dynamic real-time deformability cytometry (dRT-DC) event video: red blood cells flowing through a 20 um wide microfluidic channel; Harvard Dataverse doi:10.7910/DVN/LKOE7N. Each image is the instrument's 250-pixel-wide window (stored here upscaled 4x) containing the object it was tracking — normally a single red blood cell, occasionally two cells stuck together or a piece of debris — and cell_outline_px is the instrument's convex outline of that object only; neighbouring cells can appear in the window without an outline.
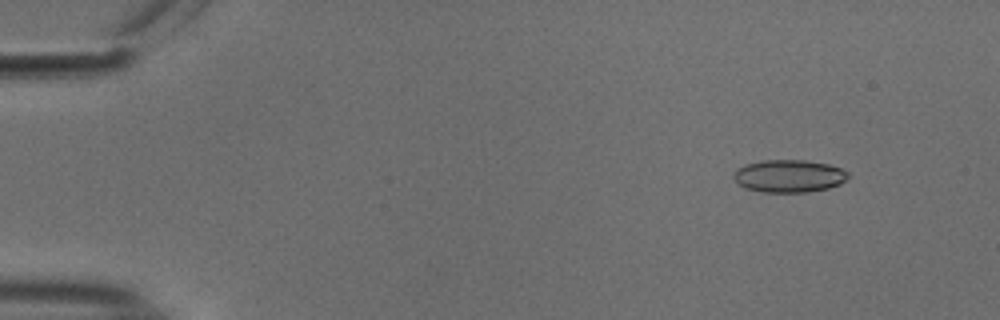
{"species": "common noctule bat (a hibernating species)", "species_latin": "Nyctalus noctula", "temperature_condition": "cold", "stored_images_in_passage": 52, "camera_frame_rate_fps": 3000, "um_per_image_px": 0.085, "animal": {"sex": "male", "body_mass_g": 18.8}, "frame": {"image": 1, "passage_image": 4, "time_ms": 1.0, "image_size_px": [1000, 320], "cell_outline_px": [[848, 176], [840, 184], [828, 188], [804, 192], [760, 192], [744, 188], [732, 176], [736, 168], [744, 164], [764, 160], [804, 160], [828, 164], [840, 168], [848, 172]], "centroid_in_image_um": [67.02, 14.96], "position_along_channel_um": 18.0, "area_um2": 21.73}}
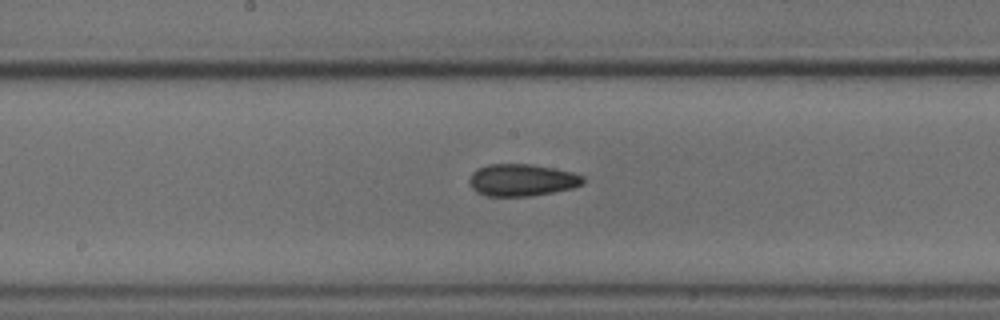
{"frame": {"image": 2, "passage_image": 27, "time_ms": 8.667, "image_size_px": [1000, 320], "cell_outline_px": [[584, 184], [572, 188], [552, 192], [528, 196], [488, 196], [476, 192], [472, 188], [468, 180], [472, 172], [476, 168], [488, 164], [532, 164], [556, 168], [572, 172], [584, 176]], "centroid_in_image_um": [44.35, 15.29], "position_along_channel_um": 203.9, "area_um2": 21.44}}
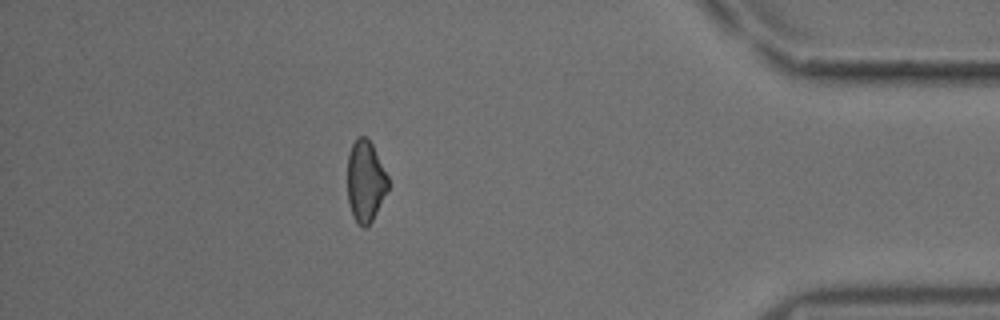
{"frame": {"image": 3, "passage_image": 46, "time_ms": 15.0, "image_size_px": [1000, 320], "cell_outline_px": [[388, 188], [372, 220], [364, 228], [352, 216], [348, 200], [348, 156], [352, 144], [356, 136], [364, 136], [372, 144], [388, 176]], "centroid_in_image_um": [31.05, 15.37], "position_along_channel_um": 404.1, "area_um2": 18.96}, "authors_computed_cell_mechanics": {"area_um2": 20.9525, "velocity_mm_per_s": 3.7741, "shape_relaxation_time_tau1_ms": 9.6494, "shape_relaxation_time_tau2_ms": 3.6742, "deformation_change_tau1": 0.1512, "deformation_change_tau2": 0.1015}}